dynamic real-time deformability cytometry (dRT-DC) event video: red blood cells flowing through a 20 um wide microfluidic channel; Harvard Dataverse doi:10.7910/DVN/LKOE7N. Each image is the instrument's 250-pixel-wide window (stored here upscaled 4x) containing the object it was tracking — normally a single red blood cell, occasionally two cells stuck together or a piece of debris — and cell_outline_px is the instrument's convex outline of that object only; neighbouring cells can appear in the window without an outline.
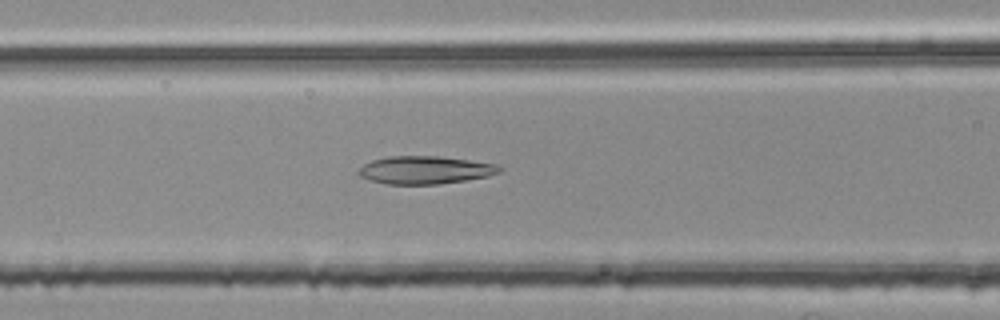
{"species": "common noctule bat (a hibernating species)", "species_latin": "Nyctalus noctula", "temperature_condition": "room temperature", "stored_images_in_passage": 42, "camera_frame_rate_fps": 3000, "um_per_image_px": 0.085, "animal": {"sex": "female", "body_mass_g": 25.1}, "frame": {"image": 1, "passage_image": 10, "time_ms": 3.0, "image_size_px": [1000, 320], "cell_outline_px": [[504, 168], [500, 172], [488, 176], [440, 184], [388, 184], [372, 180], [360, 176], [360, 168], [364, 164], [372, 160], [388, 156], [440, 156], [496, 164]], "centroid_in_image_um": [36.16, 14.44], "position_along_channel_um": 130.4, "area_um2": 22.66}}
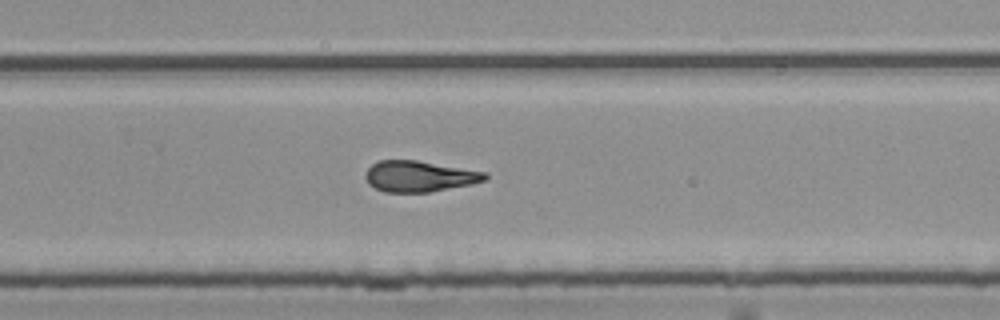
{"frame": {"image": 2, "passage_image": 23, "time_ms": 7.333, "image_size_px": [1000, 320], "cell_outline_px": [[488, 176], [484, 180], [472, 184], [428, 192], [384, 192], [368, 184], [364, 176], [368, 168], [372, 164], [380, 160], [416, 160], [488, 172]], "centroid_in_image_um": [35.63, 14.98], "position_along_channel_um": 294.2, "area_um2": 21.56}}
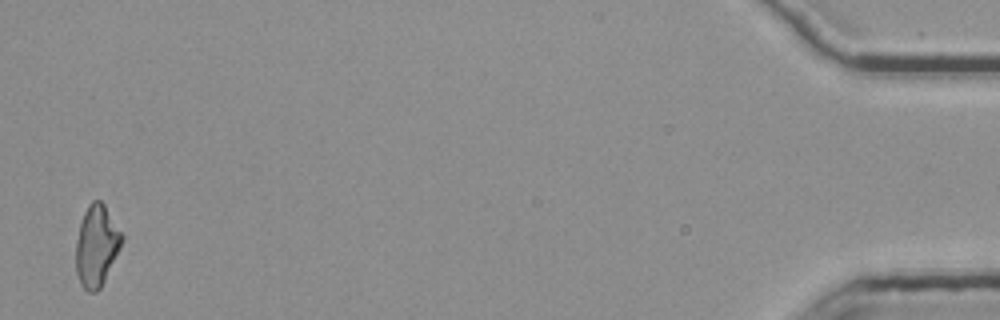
{"frame": {"image": 3, "passage_image": 41, "time_ms": 13.333, "image_size_px": [1000, 320], "cell_outline_px": [[124, 240], [100, 288], [96, 292], [88, 292], [80, 284], [76, 272], [76, 240], [80, 224], [84, 212], [88, 204], [92, 200], [100, 200], [104, 204], [124, 236]], "centroid_in_image_um": [8.2, 20.88], "position_along_channel_um": 427.0, "area_um2": 21.68}, "authors_computed_cell_mechanics": {"area_um2": 21.964, "velocity_mm_per_s": 3.7942, "shape_relaxation_time_tau1_ms": null, "shape_relaxation_time_tau2_ms": 3.3177, "deformation_change_tau1": null, "deformation_change_tau2": 0.1316}}